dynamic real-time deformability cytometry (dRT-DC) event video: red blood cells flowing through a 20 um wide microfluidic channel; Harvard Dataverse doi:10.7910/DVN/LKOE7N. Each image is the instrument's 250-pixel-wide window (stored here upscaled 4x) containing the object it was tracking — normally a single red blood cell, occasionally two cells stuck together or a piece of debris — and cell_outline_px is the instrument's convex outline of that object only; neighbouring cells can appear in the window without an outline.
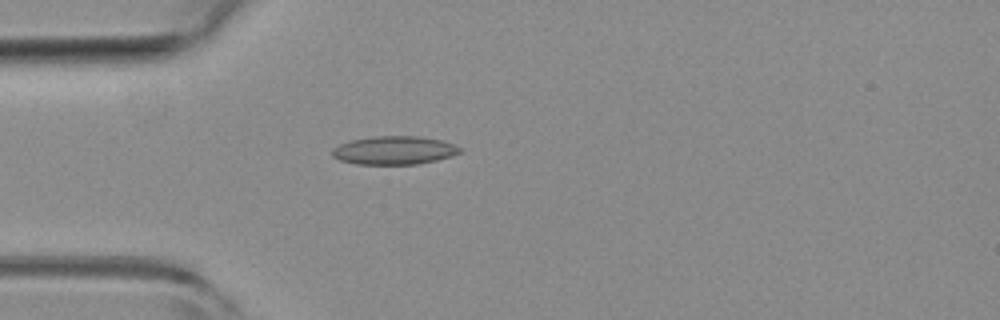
{"species": "common noctule bat (a hibernating species)", "species_latin": "Nyctalus noctula", "temperature_condition": "room temperature", "stored_images_in_passage": 1, "camera_frame_rate_fps": 3000, "um_per_image_px": 0.085, "animal": {"sex": "female", "body_mass_g": 19.3, "forearm_length_mm": 54.1}, "frame": {"image": 1, "passage_image": 1, "time_ms": 0.0, "image_size_px": [1000, 320], "cell_outline_px": [[464, 148], [460, 152], [452, 156], [436, 160], [416, 164], [356, 164], [340, 160], [332, 156], [332, 148], [348, 140], [372, 136], [416, 136], [440, 140]], "centroid_in_image_um": [33.48, 12.77], "position_along_channel_um": 51.5, "area_um2": 21.15}}